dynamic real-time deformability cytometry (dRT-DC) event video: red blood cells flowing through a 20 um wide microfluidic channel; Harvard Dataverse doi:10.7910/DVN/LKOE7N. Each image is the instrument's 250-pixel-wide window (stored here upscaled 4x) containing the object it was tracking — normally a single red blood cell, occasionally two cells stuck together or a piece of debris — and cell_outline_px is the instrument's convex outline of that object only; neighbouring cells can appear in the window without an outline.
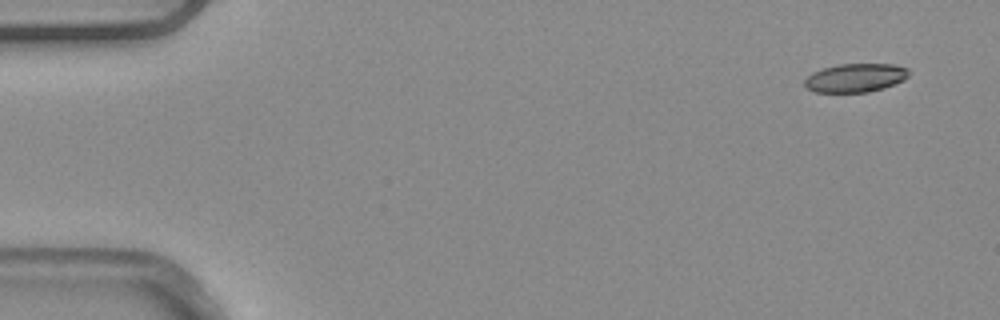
{"species": "common noctule bat (a hibernating species)", "species_latin": "Nyctalus noctula", "temperature_condition": "warm", "stored_images_in_passage": 8, "camera_frame_rate_fps": 3000, "um_per_image_px": 0.085, "animal": {"sex": "male", "body_mass_g": 20.4}, "frame": {"image": 1, "passage_image": 1, "time_ms": 0.0, "image_size_px": [1000, 320], "cell_outline_px": [[908, 76], [904, 80], [884, 88], [868, 92], [812, 92], [804, 84], [804, 80], [812, 72], [824, 68], [840, 64], [892, 64], [908, 68]], "centroid_in_image_um": [72.71, 6.62], "position_along_channel_um": 12.3, "area_um2": 17.34}}
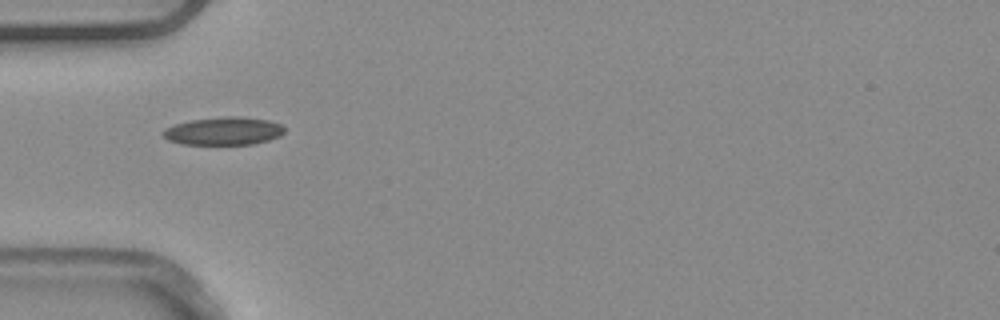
{"frame": {"image": 2, "passage_image": 5, "time_ms": 1.333, "image_size_px": [1000, 320], "cell_outline_px": [[284, 132], [280, 136], [268, 140], [252, 144], [184, 144], [168, 140], [164, 136], [164, 128], [176, 124], [192, 120], [228, 116], [240, 116], [268, 120], [280, 124], [284, 128]], "centroid_in_image_um": [19.03, 11.13], "position_along_channel_um": 66.0, "area_um2": 19.54}}